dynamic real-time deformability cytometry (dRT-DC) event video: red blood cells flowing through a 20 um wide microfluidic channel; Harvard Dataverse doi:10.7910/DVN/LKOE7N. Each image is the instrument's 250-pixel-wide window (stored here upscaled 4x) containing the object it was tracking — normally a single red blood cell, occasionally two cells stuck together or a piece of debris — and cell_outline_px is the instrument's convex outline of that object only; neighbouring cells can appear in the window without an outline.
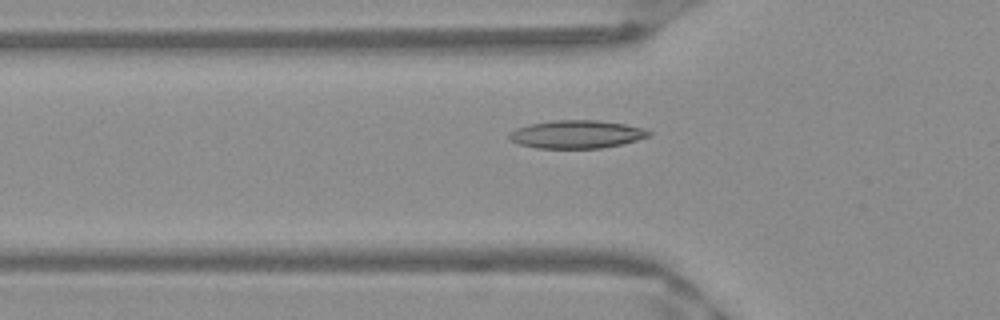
{"species": "Egyptian fruit bat (a non-hibernating species)", "species_latin": "Rousettus aegyptiacus", "temperature_condition": "warm", "stored_images_in_passage": 52, "segment_of_instrument_passage": [1, 2], "camera_frame_rate_fps": 3000, "um_per_image_px": 0.085, "frame": {"image": 1, "passage_image": 17, "time_ms": 5.333, "image_size_px": [1000, 320], "cell_outline_px": [[652, 132], [648, 136], [636, 140], [620, 144], [600, 148], [536, 148], [520, 144], [508, 140], [508, 136], [516, 128], [532, 124], [552, 120], [596, 120], [624, 124], [644, 128]], "centroid_in_image_um": [49.0, 11.41], "position_along_channel_um": 76.8, "area_um2": 22.6}}
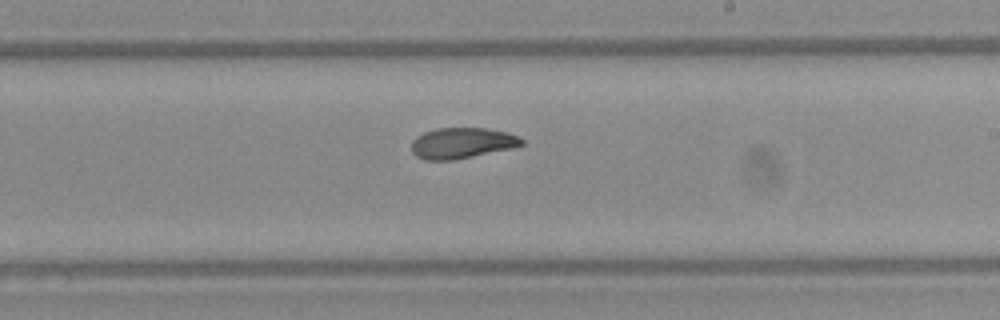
{"frame": {"image": 2, "passage_image": 30, "time_ms": 9.667, "image_size_px": [1000, 320], "cell_outline_px": [[524, 144], [508, 148], [472, 156], [452, 160], [424, 160], [416, 156], [412, 152], [412, 140], [416, 136], [424, 132], [436, 128], [484, 128], [508, 132], [524, 140]], "centroid_in_image_um": [39.21, 12.15], "position_along_channel_um": 249.8, "area_um2": 19.54}}
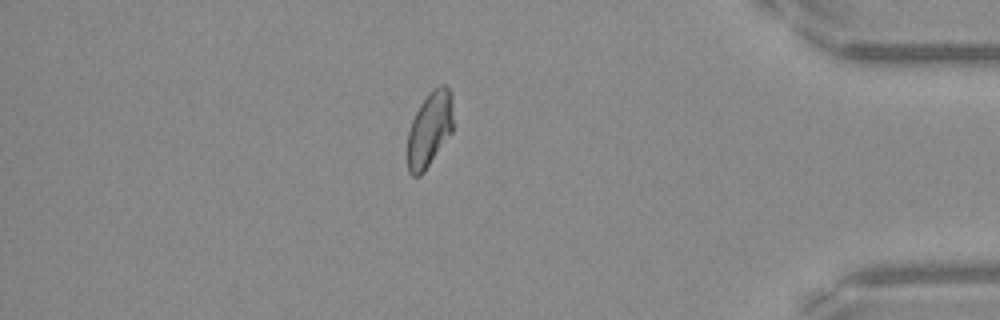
{"frame": {"image": 3, "passage_image": 44, "time_ms": 14.333, "image_size_px": [1000, 320], "cell_outline_px": [[452, 132], [424, 172], [420, 176], [412, 176], [408, 172], [408, 132], [412, 120], [420, 104], [428, 92], [432, 88], [440, 84], [444, 84], [452, 92]], "centroid_in_image_um": [36.52, 10.96], "position_along_channel_um": 398.7, "area_um2": 20.11}}